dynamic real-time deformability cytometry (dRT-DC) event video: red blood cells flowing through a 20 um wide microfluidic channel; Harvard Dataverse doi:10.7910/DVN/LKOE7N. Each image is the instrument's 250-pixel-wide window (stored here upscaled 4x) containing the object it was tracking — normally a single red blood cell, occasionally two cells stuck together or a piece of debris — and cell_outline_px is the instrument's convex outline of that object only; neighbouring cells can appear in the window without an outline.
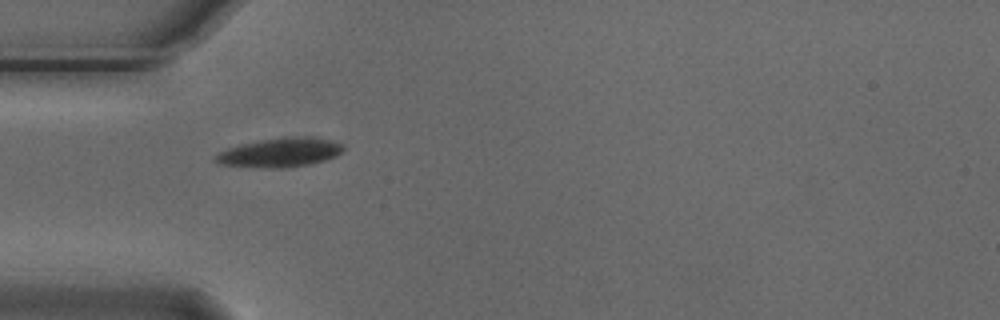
{"species": "Egyptian fruit bat (a non-hibernating species)", "species_latin": "Rousettus aegyptiacus", "temperature_condition": "cold", "stored_images_in_passage": 6, "camera_frame_rate_fps": 3000, "um_per_image_px": 0.085, "animal": {"sex": "male"}, "frame": {"image": 1, "passage_image": 5, "time_ms": 1.333, "image_size_px": [1000, 320], "cell_outline_px": [[344, 148], [336, 156], [324, 160], [308, 164], [280, 168], [264, 168], [220, 164], [212, 160], [220, 152], [228, 148], [240, 144], [260, 140], [284, 136], [304, 136], [336, 140], [344, 144]], "centroid_in_image_um": [23.83, 12.94], "position_along_channel_um": 61.2, "area_um2": 21.79}}
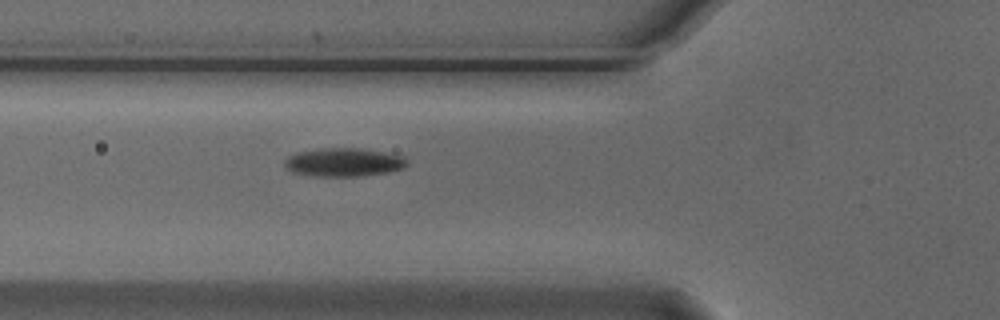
{"frame": {"image": 2, "passage_image": 6, "time_ms": 1.667, "image_size_px": [1000, 320], "cell_outline_px": [[408, 164], [404, 168], [388, 172], [364, 176], [316, 176], [292, 172], [284, 164], [284, 160], [288, 156], [296, 152], [320, 148], [360, 148], [404, 156], [408, 160]], "centroid_in_image_um": [29.23, 13.79], "position_along_channel_um": 96.6, "area_um2": 20.4}}